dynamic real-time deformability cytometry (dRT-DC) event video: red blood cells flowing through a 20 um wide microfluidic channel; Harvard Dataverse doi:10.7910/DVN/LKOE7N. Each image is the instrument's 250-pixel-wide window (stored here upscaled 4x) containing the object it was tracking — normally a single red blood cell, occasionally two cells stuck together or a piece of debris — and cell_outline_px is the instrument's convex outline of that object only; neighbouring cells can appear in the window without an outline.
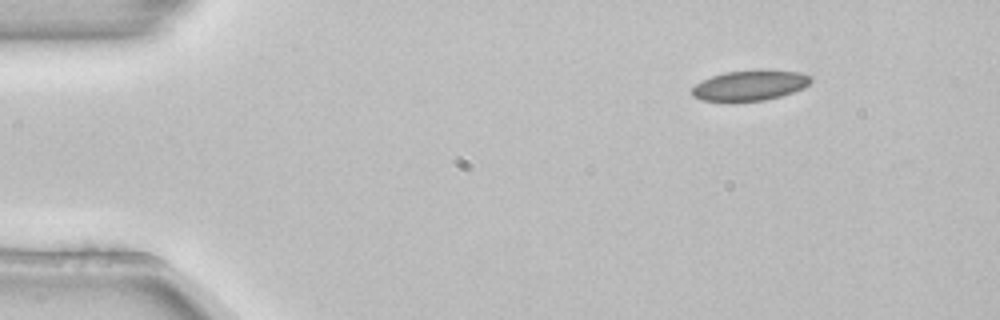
{"species": "common noctule bat (a hibernating species)", "species_latin": "Nyctalus noctula", "temperature_condition": "room temperature", "stored_images_in_passage": 5, "camera_frame_rate_fps": 3000, "um_per_image_px": 0.085, "animal": {"sex": "female", "body_mass_g": 22.7, "forearm_length_mm": 54.2}, "frame": {"image": 1, "passage_image": 1, "time_ms": 0.0, "image_size_px": [1000, 320], "cell_outline_px": [[812, 80], [804, 88], [780, 96], [764, 100], [700, 100], [692, 96], [692, 88], [696, 84], [712, 76], [724, 72], [800, 72], [812, 76]], "centroid_in_image_um": [63.74, 7.28], "position_along_channel_um": 21.3, "area_um2": 19.94}}
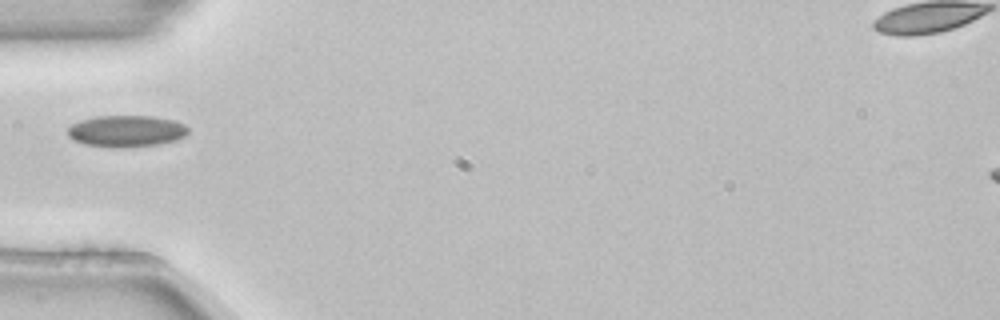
{"frame": {"image": 2, "passage_image": 4, "time_ms": 1.0, "image_size_px": [1000, 320], "cell_outline_px": [[188, 132], [184, 136], [176, 140], [160, 144], [124, 148], [108, 148], [84, 144], [72, 140], [68, 136], [68, 128], [72, 124], [80, 120], [96, 116], [152, 116], [172, 120], [184, 124], [188, 128]], "centroid_in_image_um": [10.71, 11.16], "position_along_channel_um": 74.3, "area_um2": 22.43}}